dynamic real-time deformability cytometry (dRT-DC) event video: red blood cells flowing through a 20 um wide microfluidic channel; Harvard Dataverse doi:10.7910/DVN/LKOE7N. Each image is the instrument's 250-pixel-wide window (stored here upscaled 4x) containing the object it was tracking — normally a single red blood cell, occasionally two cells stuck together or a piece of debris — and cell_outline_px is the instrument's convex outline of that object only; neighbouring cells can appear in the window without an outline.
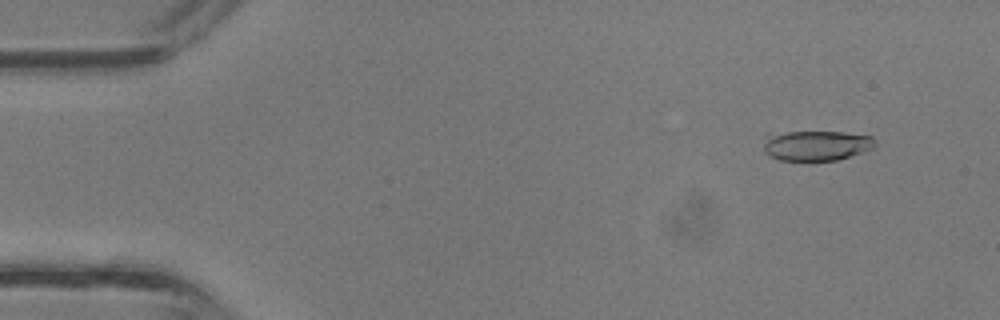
{"species": "common noctule bat (a hibernating species)", "species_latin": "Nyctalus noctula", "temperature_condition": "room temperature", "stored_images_in_passage": 16, "camera_frame_rate_fps": 3000, "um_per_image_px": 0.085, "animal": {"sex": "male", "body_mass_g": 13.3}, "frame": {"image": 1, "passage_image": 4, "time_ms": 1.0, "image_size_px": [1000, 320], "cell_outline_px": [[876, 144], [872, 148], [836, 160], [780, 160], [768, 156], [764, 152], [764, 132], [844, 132], [872, 136], [876, 140]], "centroid_in_image_um": [69.3, 12.34], "position_along_channel_um": 15.7, "area_um2": 19.77}}
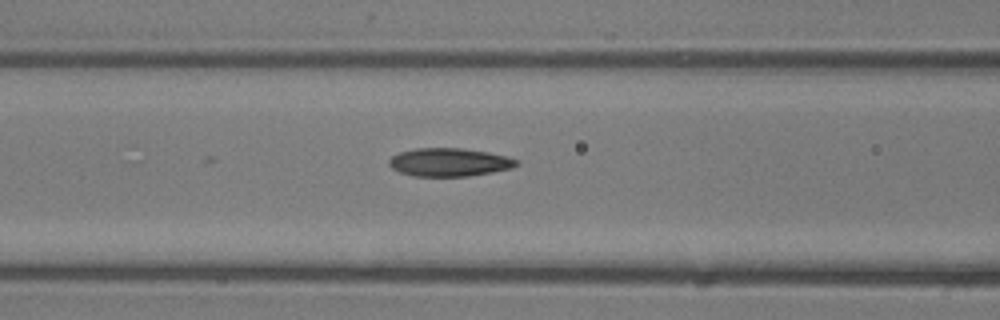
{"frame": {"image": 2, "passage_image": 16, "time_ms": 5.0, "image_size_px": [1000, 320], "cell_outline_px": [[520, 164], [512, 168], [492, 172], [468, 176], [412, 176], [400, 172], [392, 168], [388, 164], [388, 160], [392, 156], [400, 152], [416, 148], [460, 148], [488, 152], [508, 156], [516, 160]], "centroid_in_image_um": [38.18, 13.79], "position_along_channel_um": 128.4, "area_um2": 20.98}}